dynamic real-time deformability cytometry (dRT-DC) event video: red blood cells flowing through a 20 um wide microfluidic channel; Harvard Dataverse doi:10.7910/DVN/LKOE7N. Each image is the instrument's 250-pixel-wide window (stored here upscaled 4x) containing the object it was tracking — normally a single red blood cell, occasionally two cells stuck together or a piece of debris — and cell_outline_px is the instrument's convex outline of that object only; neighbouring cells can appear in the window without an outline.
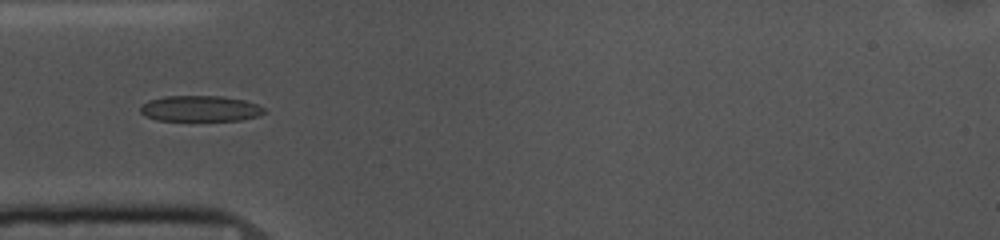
{"species": "common noctule bat (a hibernating species)", "species_latin": "Nyctalus noctula", "temperature_condition": "cold", "stored_images_in_passage": 39, "camera_frame_rate_fps": 3000, "um_per_image_px": 0.085, "animal": {"sex": "female", "body_mass_g": 10.0, "forearm_length_mm": 53.1}, "frame": {"image": 1, "passage_image": 4, "time_ms": 1.0, "image_size_px": [1000, 240], "cell_outline_px": [[264, 112], [260, 116], [240, 120], [156, 120], [144, 116], [140, 112], [140, 108], [148, 100], [164, 96], [224, 96], [244, 100], [256, 104], [264, 108]], "centroid_in_image_um": [17.0, 9.22], "position_along_channel_um": 68.0, "area_um2": 18.61}}
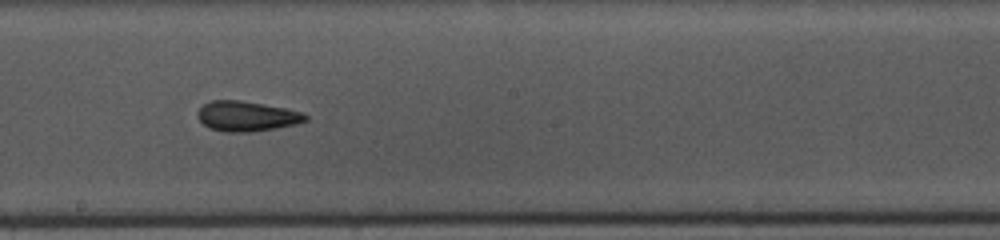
{"frame": {"image": 2, "passage_image": 17, "time_ms": 5.333, "image_size_px": [1000, 240], "cell_outline_px": [[308, 120], [296, 124], [276, 128], [252, 132], [224, 132], [208, 128], [196, 116], [196, 112], [204, 104], [212, 100], [240, 100], [288, 108], [300, 112], [308, 116]], "centroid_in_image_um": [20.96, 9.88], "position_along_channel_um": 227.2, "area_um2": 19.07}}
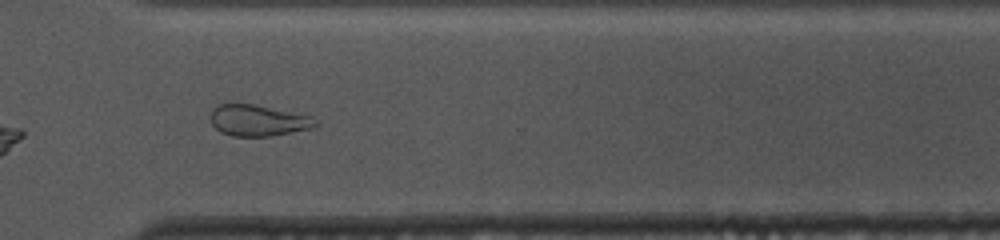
{"frame": {"image": 3, "passage_image": 27, "time_ms": 8.667, "image_size_px": [1000, 240], "cell_outline_px": [[316, 128], [268, 136], [232, 136], [220, 132], [212, 124], [208, 116], [212, 108], [220, 104], [252, 104], [308, 116], [316, 120]], "centroid_in_image_um": [21.87, 10.25], "position_along_channel_um": 348.7, "area_um2": 18.9}, "authors_computed_cell_mechanics": {"area_um2": 18.9006, "velocity_mm_per_s": 3.6501, "shape_relaxation_time_tau1_ms": 10.0292, "shape_relaxation_time_tau2_ms": 4.7529, "deformation_change_tau1": 0.1819, "deformation_change_tau2": 0.1034}}